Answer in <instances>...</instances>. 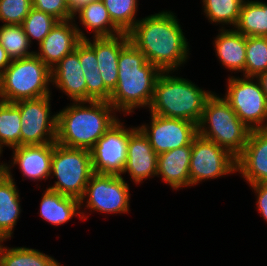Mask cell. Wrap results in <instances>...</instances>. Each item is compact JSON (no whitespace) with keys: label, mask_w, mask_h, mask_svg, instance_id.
I'll return each instance as SVG.
<instances>
[{"label":"cell","mask_w":267,"mask_h":266,"mask_svg":"<svg viewBox=\"0 0 267 266\" xmlns=\"http://www.w3.org/2000/svg\"><path fill=\"white\" fill-rule=\"evenodd\" d=\"M176 13L160 10L141 17L128 32L130 42L161 71H177L190 59L191 48Z\"/></svg>","instance_id":"6da1fadb"},{"label":"cell","mask_w":267,"mask_h":266,"mask_svg":"<svg viewBox=\"0 0 267 266\" xmlns=\"http://www.w3.org/2000/svg\"><path fill=\"white\" fill-rule=\"evenodd\" d=\"M162 71L148 62L144 54L129 42L119 54L117 86L109 103L123 114L132 115L139 108L149 109L155 83Z\"/></svg>","instance_id":"7a4b0ae2"},{"label":"cell","mask_w":267,"mask_h":266,"mask_svg":"<svg viewBox=\"0 0 267 266\" xmlns=\"http://www.w3.org/2000/svg\"><path fill=\"white\" fill-rule=\"evenodd\" d=\"M56 113V142L89 151L120 119L108 101L70 102Z\"/></svg>","instance_id":"3957f363"},{"label":"cell","mask_w":267,"mask_h":266,"mask_svg":"<svg viewBox=\"0 0 267 266\" xmlns=\"http://www.w3.org/2000/svg\"><path fill=\"white\" fill-rule=\"evenodd\" d=\"M176 74L177 71H162L159 74L153 100L147 111L158 116L184 119L198 125L205 103L214 91L205 90L188 78Z\"/></svg>","instance_id":"277c9868"},{"label":"cell","mask_w":267,"mask_h":266,"mask_svg":"<svg viewBox=\"0 0 267 266\" xmlns=\"http://www.w3.org/2000/svg\"><path fill=\"white\" fill-rule=\"evenodd\" d=\"M197 129L200 136L212 140L235 157L243 151L251 132L222 94L215 91L205 103Z\"/></svg>","instance_id":"5b68a950"},{"label":"cell","mask_w":267,"mask_h":266,"mask_svg":"<svg viewBox=\"0 0 267 266\" xmlns=\"http://www.w3.org/2000/svg\"><path fill=\"white\" fill-rule=\"evenodd\" d=\"M51 69L36 55L11 60L0 74V100L15 103L52 95Z\"/></svg>","instance_id":"8992f818"},{"label":"cell","mask_w":267,"mask_h":266,"mask_svg":"<svg viewBox=\"0 0 267 266\" xmlns=\"http://www.w3.org/2000/svg\"><path fill=\"white\" fill-rule=\"evenodd\" d=\"M93 174L89 150L70 148L54 142L49 179L56 180L48 185V189L80 200Z\"/></svg>","instance_id":"52a82bcc"},{"label":"cell","mask_w":267,"mask_h":266,"mask_svg":"<svg viewBox=\"0 0 267 266\" xmlns=\"http://www.w3.org/2000/svg\"><path fill=\"white\" fill-rule=\"evenodd\" d=\"M125 180L123 176L94 173L79 200L82 220H88L93 212L104 215L129 214L131 186Z\"/></svg>","instance_id":"ba28073f"},{"label":"cell","mask_w":267,"mask_h":266,"mask_svg":"<svg viewBox=\"0 0 267 266\" xmlns=\"http://www.w3.org/2000/svg\"><path fill=\"white\" fill-rule=\"evenodd\" d=\"M222 96L251 130L267 129V98L254 77L230 76Z\"/></svg>","instance_id":"9c48e42d"},{"label":"cell","mask_w":267,"mask_h":266,"mask_svg":"<svg viewBox=\"0 0 267 266\" xmlns=\"http://www.w3.org/2000/svg\"><path fill=\"white\" fill-rule=\"evenodd\" d=\"M189 172L190 188L205 181L237 175L236 157L212 140L197 134L192 140Z\"/></svg>","instance_id":"30bf717a"},{"label":"cell","mask_w":267,"mask_h":266,"mask_svg":"<svg viewBox=\"0 0 267 266\" xmlns=\"http://www.w3.org/2000/svg\"><path fill=\"white\" fill-rule=\"evenodd\" d=\"M116 121L90 150L94 173L122 176L127 162L129 135L137 128Z\"/></svg>","instance_id":"8fae6325"},{"label":"cell","mask_w":267,"mask_h":266,"mask_svg":"<svg viewBox=\"0 0 267 266\" xmlns=\"http://www.w3.org/2000/svg\"><path fill=\"white\" fill-rule=\"evenodd\" d=\"M52 95L15 102L21 115V145L56 142L57 113L51 111Z\"/></svg>","instance_id":"7c38bea8"},{"label":"cell","mask_w":267,"mask_h":266,"mask_svg":"<svg viewBox=\"0 0 267 266\" xmlns=\"http://www.w3.org/2000/svg\"><path fill=\"white\" fill-rule=\"evenodd\" d=\"M149 124L137 126L149 140L157 155L192 145L198 134L197 124L179 118H168L150 113Z\"/></svg>","instance_id":"4fadbf2b"},{"label":"cell","mask_w":267,"mask_h":266,"mask_svg":"<svg viewBox=\"0 0 267 266\" xmlns=\"http://www.w3.org/2000/svg\"><path fill=\"white\" fill-rule=\"evenodd\" d=\"M12 159L1 162L2 171H13L17 166L24 179L31 182H46L51 174V160L54 150V143L39 145H20L11 148Z\"/></svg>","instance_id":"5bb4252c"},{"label":"cell","mask_w":267,"mask_h":266,"mask_svg":"<svg viewBox=\"0 0 267 266\" xmlns=\"http://www.w3.org/2000/svg\"><path fill=\"white\" fill-rule=\"evenodd\" d=\"M236 173L248 185L267 183V129L251 130L243 151L236 157Z\"/></svg>","instance_id":"9a60e30c"},{"label":"cell","mask_w":267,"mask_h":266,"mask_svg":"<svg viewBox=\"0 0 267 266\" xmlns=\"http://www.w3.org/2000/svg\"><path fill=\"white\" fill-rule=\"evenodd\" d=\"M158 155L143 132L137 127L130 135L127 147V162L122 175L138 186L148 179L157 177ZM138 184V185H137Z\"/></svg>","instance_id":"2e32d148"},{"label":"cell","mask_w":267,"mask_h":266,"mask_svg":"<svg viewBox=\"0 0 267 266\" xmlns=\"http://www.w3.org/2000/svg\"><path fill=\"white\" fill-rule=\"evenodd\" d=\"M81 41L73 19L58 21L38 45L35 54L52 69L67 54L72 53Z\"/></svg>","instance_id":"e0dca14e"},{"label":"cell","mask_w":267,"mask_h":266,"mask_svg":"<svg viewBox=\"0 0 267 266\" xmlns=\"http://www.w3.org/2000/svg\"><path fill=\"white\" fill-rule=\"evenodd\" d=\"M51 83L70 102L87 101L86 79L75 50L52 67Z\"/></svg>","instance_id":"ac0fdd59"},{"label":"cell","mask_w":267,"mask_h":266,"mask_svg":"<svg viewBox=\"0 0 267 266\" xmlns=\"http://www.w3.org/2000/svg\"><path fill=\"white\" fill-rule=\"evenodd\" d=\"M94 51L105 87L112 93L118 81L120 51L130 42L128 33L84 40Z\"/></svg>","instance_id":"d6986e66"},{"label":"cell","mask_w":267,"mask_h":266,"mask_svg":"<svg viewBox=\"0 0 267 266\" xmlns=\"http://www.w3.org/2000/svg\"><path fill=\"white\" fill-rule=\"evenodd\" d=\"M217 31L212 41L217 60L224 70L230 71V76L242 75L246 63V36L234 28H218Z\"/></svg>","instance_id":"ffe728a7"},{"label":"cell","mask_w":267,"mask_h":266,"mask_svg":"<svg viewBox=\"0 0 267 266\" xmlns=\"http://www.w3.org/2000/svg\"><path fill=\"white\" fill-rule=\"evenodd\" d=\"M191 145L161 153L157 159V178L174 191L190 188Z\"/></svg>","instance_id":"44dd1931"},{"label":"cell","mask_w":267,"mask_h":266,"mask_svg":"<svg viewBox=\"0 0 267 266\" xmlns=\"http://www.w3.org/2000/svg\"><path fill=\"white\" fill-rule=\"evenodd\" d=\"M73 20L81 40L89 38L83 30H89L92 33L91 38L112 37L123 33L112 22L102 0L93 1L81 7L73 14Z\"/></svg>","instance_id":"7402d4cb"},{"label":"cell","mask_w":267,"mask_h":266,"mask_svg":"<svg viewBox=\"0 0 267 266\" xmlns=\"http://www.w3.org/2000/svg\"><path fill=\"white\" fill-rule=\"evenodd\" d=\"M13 175L12 171L0 170V233L8 240L14 237L22 212V199Z\"/></svg>","instance_id":"603a6c76"},{"label":"cell","mask_w":267,"mask_h":266,"mask_svg":"<svg viewBox=\"0 0 267 266\" xmlns=\"http://www.w3.org/2000/svg\"><path fill=\"white\" fill-rule=\"evenodd\" d=\"M38 214L40 218L53 226H61L71 221L73 217L80 218V201L69 196H64L48 188L43 190Z\"/></svg>","instance_id":"cb8c5ba5"},{"label":"cell","mask_w":267,"mask_h":266,"mask_svg":"<svg viewBox=\"0 0 267 266\" xmlns=\"http://www.w3.org/2000/svg\"><path fill=\"white\" fill-rule=\"evenodd\" d=\"M234 29L246 37H267V2L244 0Z\"/></svg>","instance_id":"d4e9b609"},{"label":"cell","mask_w":267,"mask_h":266,"mask_svg":"<svg viewBox=\"0 0 267 266\" xmlns=\"http://www.w3.org/2000/svg\"><path fill=\"white\" fill-rule=\"evenodd\" d=\"M202 12L208 22L220 29L234 28L238 22L244 0H200ZM232 25V26H231Z\"/></svg>","instance_id":"484cf974"},{"label":"cell","mask_w":267,"mask_h":266,"mask_svg":"<svg viewBox=\"0 0 267 266\" xmlns=\"http://www.w3.org/2000/svg\"><path fill=\"white\" fill-rule=\"evenodd\" d=\"M21 145V115L15 103L0 100V156L3 148Z\"/></svg>","instance_id":"4316f807"},{"label":"cell","mask_w":267,"mask_h":266,"mask_svg":"<svg viewBox=\"0 0 267 266\" xmlns=\"http://www.w3.org/2000/svg\"><path fill=\"white\" fill-rule=\"evenodd\" d=\"M60 264L53 256L26 246H4L0 257V266H59Z\"/></svg>","instance_id":"83f0119b"},{"label":"cell","mask_w":267,"mask_h":266,"mask_svg":"<svg viewBox=\"0 0 267 266\" xmlns=\"http://www.w3.org/2000/svg\"><path fill=\"white\" fill-rule=\"evenodd\" d=\"M0 44L11 60L26 58L35 54V50L30 49L32 45L21 25L1 24Z\"/></svg>","instance_id":"f1b7e54d"},{"label":"cell","mask_w":267,"mask_h":266,"mask_svg":"<svg viewBox=\"0 0 267 266\" xmlns=\"http://www.w3.org/2000/svg\"><path fill=\"white\" fill-rule=\"evenodd\" d=\"M267 71V37H246V63L243 77L256 78Z\"/></svg>","instance_id":"f546056e"},{"label":"cell","mask_w":267,"mask_h":266,"mask_svg":"<svg viewBox=\"0 0 267 266\" xmlns=\"http://www.w3.org/2000/svg\"><path fill=\"white\" fill-rule=\"evenodd\" d=\"M112 22L123 32L128 33L140 18L139 0H102Z\"/></svg>","instance_id":"4dcf8cb0"},{"label":"cell","mask_w":267,"mask_h":266,"mask_svg":"<svg viewBox=\"0 0 267 266\" xmlns=\"http://www.w3.org/2000/svg\"><path fill=\"white\" fill-rule=\"evenodd\" d=\"M57 22L58 20L53 16L32 8L21 26L25 31L30 44H34L33 40H35L38 46Z\"/></svg>","instance_id":"1f68e13d"},{"label":"cell","mask_w":267,"mask_h":266,"mask_svg":"<svg viewBox=\"0 0 267 266\" xmlns=\"http://www.w3.org/2000/svg\"><path fill=\"white\" fill-rule=\"evenodd\" d=\"M32 8V0H0V21L2 25H21Z\"/></svg>","instance_id":"d6a6232c"},{"label":"cell","mask_w":267,"mask_h":266,"mask_svg":"<svg viewBox=\"0 0 267 266\" xmlns=\"http://www.w3.org/2000/svg\"><path fill=\"white\" fill-rule=\"evenodd\" d=\"M32 2L33 8L53 16L58 21L73 19V14L66 0H32Z\"/></svg>","instance_id":"836d02e7"},{"label":"cell","mask_w":267,"mask_h":266,"mask_svg":"<svg viewBox=\"0 0 267 266\" xmlns=\"http://www.w3.org/2000/svg\"><path fill=\"white\" fill-rule=\"evenodd\" d=\"M87 86V101H108L111 92L105 87L99 71L83 72Z\"/></svg>","instance_id":"e575fe53"},{"label":"cell","mask_w":267,"mask_h":266,"mask_svg":"<svg viewBox=\"0 0 267 266\" xmlns=\"http://www.w3.org/2000/svg\"><path fill=\"white\" fill-rule=\"evenodd\" d=\"M79 55V61L83 72L99 71L95 51L82 40L75 48Z\"/></svg>","instance_id":"d590c367"},{"label":"cell","mask_w":267,"mask_h":266,"mask_svg":"<svg viewBox=\"0 0 267 266\" xmlns=\"http://www.w3.org/2000/svg\"><path fill=\"white\" fill-rule=\"evenodd\" d=\"M249 187L255 194L256 211L267 223V183L252 184Z\"/></svg>","instance_id":"8d00e7d4"},{"label":"cell","mask_w":267,"mask_h":266,"mask_svg":"<svg viewBox=\"0 0 267 266\" xmlns=\"http://www.w3.org/2000/svg\"><path fill=\"white\" fill-rule=\"evenodd\" d=\"M11 63V59L7 55L6 50L0 44V74L7 68Z\"/></svg>","instance_id":"74e56055"},{"label":"cell","mask_w":267,"mask_h":266,"mask_svg":"<svg viewBox=\"0 0 267 266\" xmlns=\"http://www.w3.org/2000/svg\"><path fill=\"white\" fill-rule=\"evenodd\" d=\"M97 0H72L69 3V8L72 14H74L77 10H79L81 7Z\"/></svg>","instance_id":"f35d334b"},{"label":"cell","mask_w":267,"mask_h":266,"mask_svg":"<svg viewBox=\"0 0 267 266\" xmlns=\"http://www.w3.org/2000/svg\"><path fill=\"white\" fill-rule=\"evenodd\" d=\"M256 79L259 81V83H260V85L262 87V90L265 93L266 98H267V71H265L264 73H261L260 75H258L256 77Z\"/></svg>","instance_id":"ab89813d"},{"label":"cell","mask_w":267,"mask_h":266,"mask_svg":"<svg viewBox=\"0 0 267 266\" xmlns=\"http://www.w3.org/2000/svg\"><path fill=\"white\" fill-rule=\"evenodd\" d=\"M8 239L0 233V257H1V252L3 250V247L5 246L4 242H7Z\"/></svg>","instance_id":"60d3db41"}]
</instances>
